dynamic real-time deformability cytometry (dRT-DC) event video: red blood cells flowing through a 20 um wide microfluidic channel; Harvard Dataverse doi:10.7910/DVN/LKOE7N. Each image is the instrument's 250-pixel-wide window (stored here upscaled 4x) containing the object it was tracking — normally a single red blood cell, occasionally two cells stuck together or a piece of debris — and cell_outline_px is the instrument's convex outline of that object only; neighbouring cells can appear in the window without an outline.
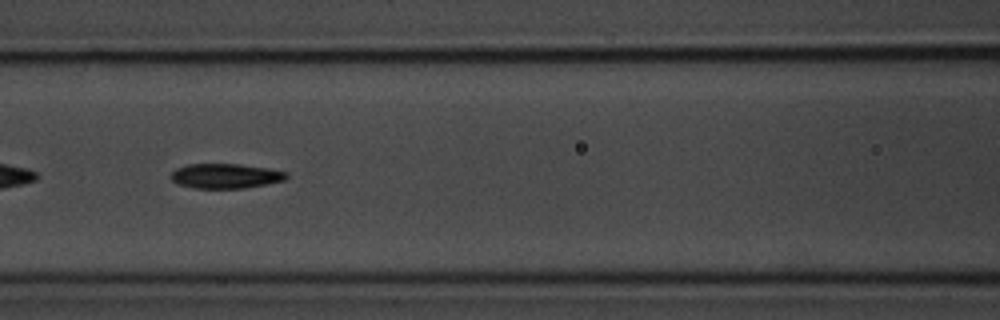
{"species": "common noctule bat (a hibernating species)", "species_latin": "Nyctalus noctula", "temperature_condition": "room temperature", "stored_images_in_passage": 7, "camera_frame_rate_fps": 3000, "um_per_image_px": 0.085, "animal": {"sex": "male", "body_mass_g": 20.1, "forearm_length_mm": 53.5}, "frame": {"image": 1, "passage_image": 6, "time_ms": 5.667, "image_size_px": [1000, 320], "cell_outline_px": [[288, 176], [284, 180], [244, 188], [196, 188], [176, 184], [168, 176], [176, 168], [188, 164], [240, 164], [268, 168], [288, 172]], "centroid_in_image_um": [19.13, 14.95], "position_along_channel_um": 147.5, "area_um2": 16.7}}
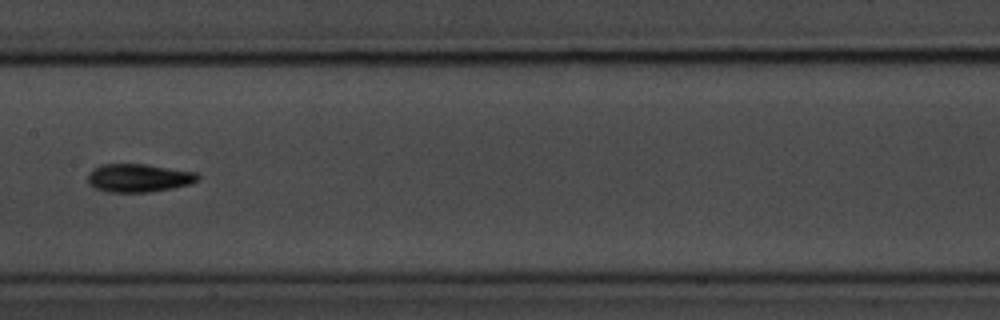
{"frame": {"image": 2, "passage_image": 7, "time_ms": 7.0, "image_size_px": [1000, 320], "cell_outline_px": [[200, 180], [188, 184], [172, 188], [148, 192], [108, 192], [96, 188], [88, 184], [88, 172], [92, 168], [100, 164], [144, 164], [196, 172], [200, 176]], "centroid_in_image_um": [11.76, 15.12], "position_along_channel_um": 195.6, "area_um2": 18.15}}